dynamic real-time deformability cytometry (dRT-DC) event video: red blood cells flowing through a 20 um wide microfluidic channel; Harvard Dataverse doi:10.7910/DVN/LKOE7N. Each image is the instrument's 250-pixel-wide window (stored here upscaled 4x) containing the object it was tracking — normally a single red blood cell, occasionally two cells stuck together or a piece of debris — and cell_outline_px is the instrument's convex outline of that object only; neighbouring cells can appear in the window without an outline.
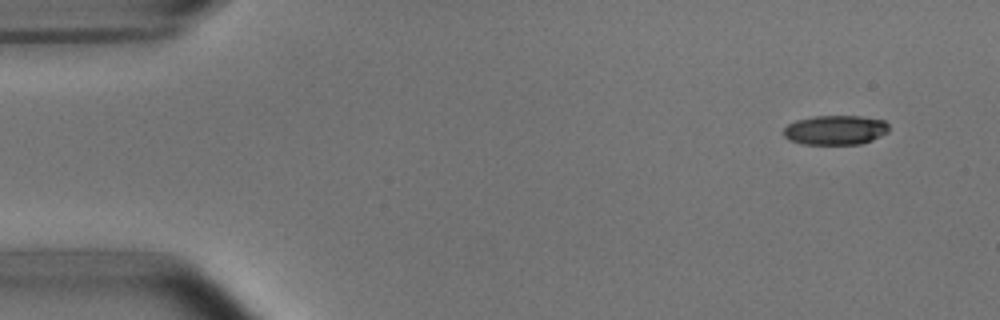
{"species": "common noctule bat (a hibernating species)", "species_latin": "Nyctalus noctula", "temperature_condition": "room temperature", "stored_images_in_passage": 5, "camera_frame_rate_fps": 3000, "um_per_image_px": 0.085, "animal": {"sex": "male", "body_mass_g": 15.6}, "frame": {"image": 1, "passage_image": 1, "time_ms": 0.0, "image_size_px": [1000, 320], "cell_outline_px": [[888, 132], [872, 140], [860, 144], [804, 144], [788, 140], [784, 136], [784, 128], [788, 124], [796, 120], [812, 116], [860, 116], [884, 120], [888, 124]], "centroid_in_image_um": [71.0, 11.05], "position_along_channel_um": 14.0, "area_um2": 18.15}}
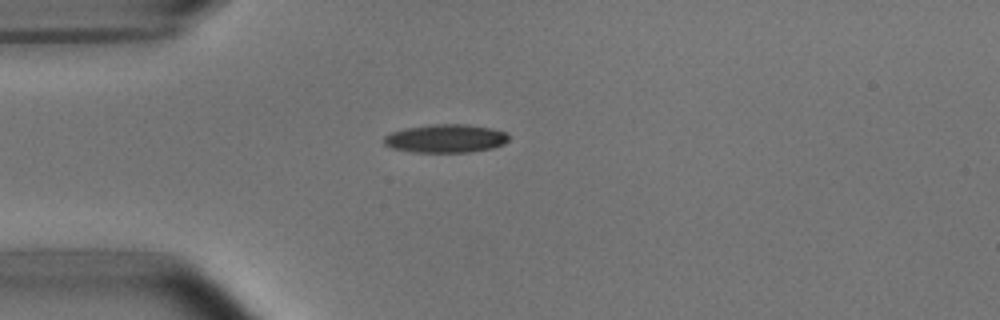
{"frame": {"image": 2, "passage_image": 4, "time_ms": 3.333, "image_size_px": [1000, 320], "cell_outline_px": [[508, 140], [504, 144], [492, 148], [468, 152], [412, 152], [392, 148], [384, 144], [384, 136], [392, 132], [404, 128], [432, 124], [464, 124], [488, 128], [508, 132]], "centroid_in_image_um": [37.87, 11.77], "position_along_channel_um": 47.1, "area_um2": 20.58}}